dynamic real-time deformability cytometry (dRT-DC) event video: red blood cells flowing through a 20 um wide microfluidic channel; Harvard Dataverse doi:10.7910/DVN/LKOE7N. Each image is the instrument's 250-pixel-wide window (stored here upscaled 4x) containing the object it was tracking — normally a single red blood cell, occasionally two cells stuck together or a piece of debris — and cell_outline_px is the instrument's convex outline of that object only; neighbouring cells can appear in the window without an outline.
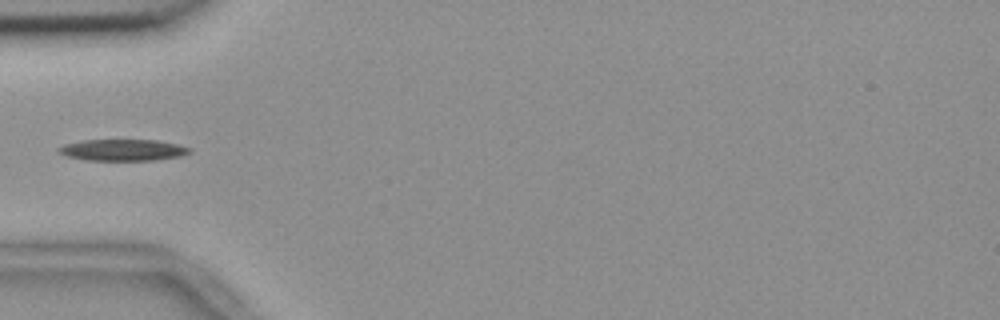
{"species": "common noctule bat (a hibernating species)", "species_latin": "Nyctalus noctula", "temperature_condition": "room temperature", "stored_images_in_passage": 6, "camera_frame_rate_fps": 3000, "um_per_image_px": 0.085, "animal": {"sex": "female", "body_mass_g": 18.4}, "frame": {"image": 1, "passage_image": 4, "time_ms": 1.0, "image_size_px": [1000, 320], "cell_outline_px": [[192, 152], [180, 156], [156, 160], [84, 160], [68, 156], [56, 152], [56, 148], [64, 144], [84, 140], [156, 140], [176, 144], [192, 148]], "centroid_in_image_um": [10.42, 12.75], "position_along_channel_um": 74.6, "area_um2": 16.42}}
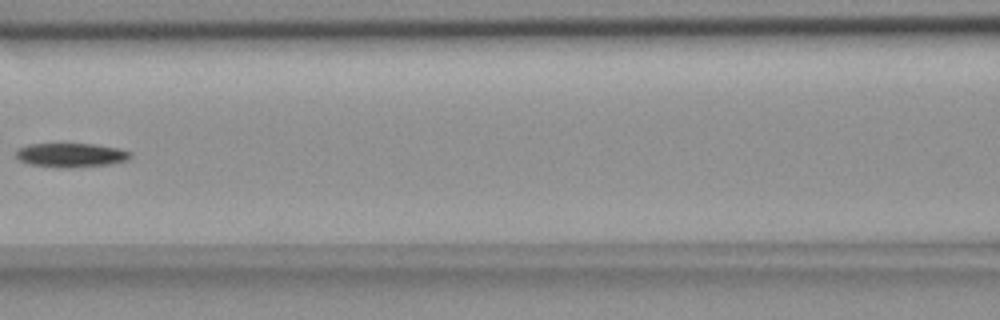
{"frame": {"image": 2, "passage_image": 6, "time_ms": 1.667, "image_size_px": [1000, 320], "cell_outline_px": [[132, 156], [128, 160], [112, 164], [72, 168], [68, 168], [32, 164], [20, 160], [16, 156], [16, 152], [20, 148], [32, 144], [92, 144], [120, 148], [132, 152]], "centroid_in_image_um": [6.13, 13.18], "position_along_channel_um": 160.5, "area_um2": 15.95}}